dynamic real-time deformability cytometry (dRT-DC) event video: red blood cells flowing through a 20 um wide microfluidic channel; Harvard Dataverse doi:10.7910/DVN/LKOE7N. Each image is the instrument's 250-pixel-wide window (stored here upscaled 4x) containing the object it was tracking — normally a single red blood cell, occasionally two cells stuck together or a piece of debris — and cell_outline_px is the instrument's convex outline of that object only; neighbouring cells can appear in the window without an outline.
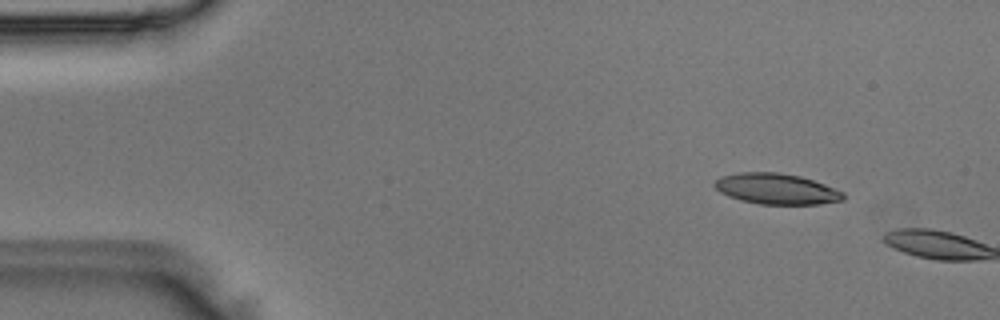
{"species": "Egyptian fruit bat (a non-hibernating species)", "species_latin": "Rousettus aegyptiacus", "temperature_condition": "room temperature", "stored_images_in_passage": 3, "camera_frame_rate_fps": 3000, "um_per_image_px": 0.085, "animal": {"sex": "male"}, "frame": {"image": 1, "passage_image": 1, "time_ms": 0.0, "image_size_px": [1000, 320], "cell_outline_px": [[844, 200], [820, 204], [760, 204], [740, 200], [728, 196], [720, 192], [712, 184], [720, 176], [740, 172], [776, 172], [800, 176], [824, 184], [844, 192]], "centroid_in_image_um": [65.98, 16.05], "position_along_channel_um": 19.0, "area_um2": 23.06}}